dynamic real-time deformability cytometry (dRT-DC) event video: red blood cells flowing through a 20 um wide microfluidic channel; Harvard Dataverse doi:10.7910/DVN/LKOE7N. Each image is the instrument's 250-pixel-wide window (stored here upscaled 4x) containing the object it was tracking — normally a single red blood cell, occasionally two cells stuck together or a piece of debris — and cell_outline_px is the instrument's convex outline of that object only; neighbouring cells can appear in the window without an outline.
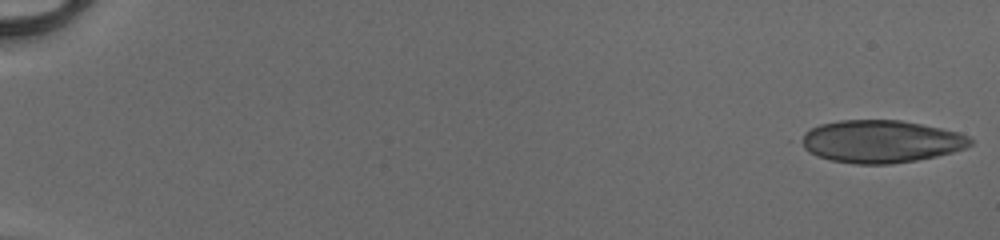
{"species": "human", "species_latin": "Homo sapiens", "temperature_condition": "cold", "stored_images_in_passage": 51, "camera_frame_rate_fps": 3000, "um_per_image_px": 0.085, "donor": {"sex": "male"}, "frame": {"image": 1, "passage_image": 1, "time_ms": 0.0, "image_size_px": [1000, 240], "cell_outline_px": [[972, 144], [964, 148], [952, 152], [936, 156], [916, 160], [892, 164], [856, 164], [832, 160], [816, 156], [808, 152], [796, 140], [804, 132], [820, 124], [840, 120], [900, 120], [960, 132], [968, 136], [972, 140]], "centroid_in_image_um": [74.82, 12.02], "position_along_channel_um": 10.2, "area_um2": 42.08}}
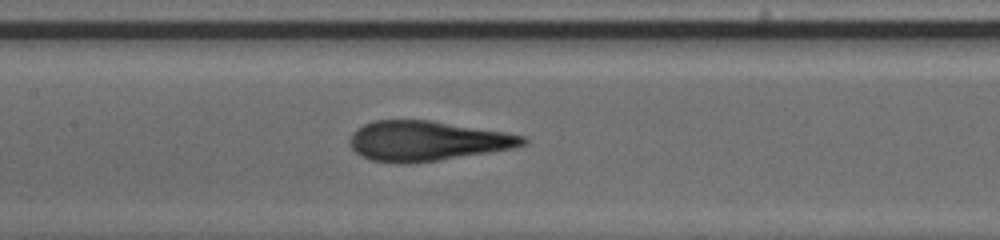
{"frame": {"image": 2, "passage_image": 27, "time_ms": 8.667, "image_size_px": [1000, 240], "cell_outline_px": [[528, 144], [512, 148], [488, 152], [436, 160], [372, 160], [360, 156], [352, 148], [352, 132], [356, 128], [372, 120], [432, 120], [528, 136]], "centroid_in_image_um": [36.36, 11.92], "position_along_channel_um": 171.0, "area_um2": 39.07}}
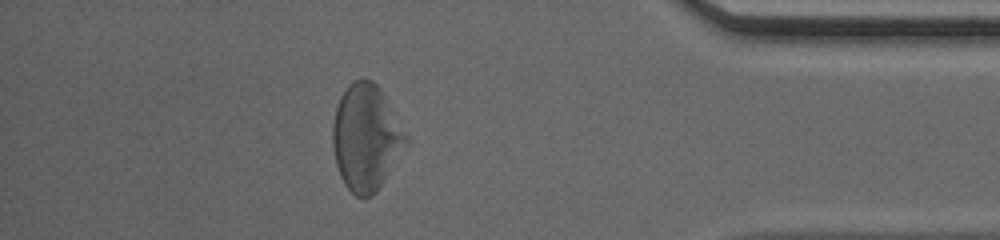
{"frame": {"image": 3, "passage_image": 46, "time_ms": 15.0, "image_size_px": [1000, 240], "cell_outline_px": [[412, 140], [376, 192], [372, 196], [356, 196], [344, 184], [340, 176], [336, 164], [332, 144], [332, 124], [336, 108], [340, 96], [348, 84], [352, 80], [372, 80], [380, 88]], "centroid_in_image_um": [31.14, 11.68], "position_along_channel_um": 404.1, "area_um2": 45.84}, "authors_computed_cell_mechanics": {"area_um2": 41.5004, "velocity_mm_per_s": 4.1236, "shape_relaxation_time_tau1_ms": 3.5504, "shape_relaxation_time_tau2_ms": 0.7903, "deformation_change_tau1": 0.1766, "deformation_change_tau2": 0.0794}}